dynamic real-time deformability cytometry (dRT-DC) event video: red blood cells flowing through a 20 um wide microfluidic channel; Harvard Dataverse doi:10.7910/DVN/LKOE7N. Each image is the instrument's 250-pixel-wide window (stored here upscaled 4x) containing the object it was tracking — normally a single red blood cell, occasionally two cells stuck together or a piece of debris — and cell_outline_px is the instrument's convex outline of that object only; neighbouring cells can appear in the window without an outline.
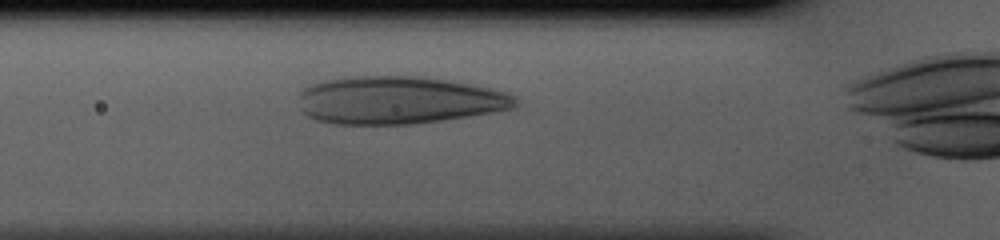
{"species": "human", "species_latin": "Homo sapiens", "temperature_condition": "cold", "stored_images_in_passage": 31, "camera_frame_rate_fps": 3000, "um_per_image_px": 0.085, "donor": {"sex": "male"}, "frame": {"image": 1, "passage_image": 9, "time_ms": 2.667, "image_size_px": [1000, 240], "cell_outline_px": [[516, 104], [512, 108], [492, 112], [468, 116], [440, 120], [408, 124], [336, 124], [316, 120], [308, 116], [304, 112], [300, 96], [300, 92], [304, 88], [312, 84], [324, 80], [344, 76], [412, 76], [444, 80], [468, 84], [488, 88], [504, 92], [516, 96]], "centroid_in_image_um": [33.84, 8.51], "position_along_channel_um": 92.0, "area_um2": 59.53}}
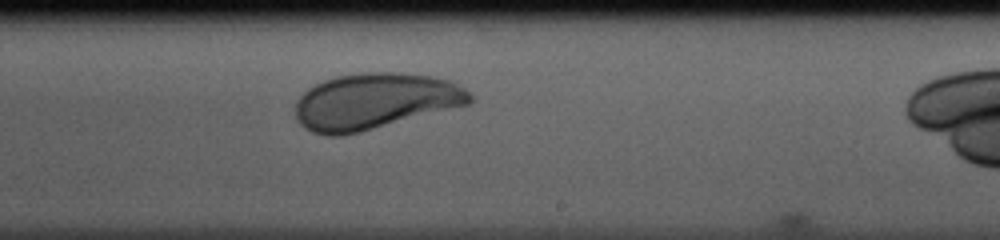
{"frame": {"image": 2, "passage_image": 21, "time_ms": 6.667, "image_size_px": [1000, 240], "cell_outline_px": [[472, 100], [468, 104], [360, 132], [344, 136], [328, 136], [312, 132], [304, 128], [296, 120], [296, 100], [308, 88], [324, 80], [336, 76], [360, 72], [392, 72], [432, 76], [452, 80], [464, 88], [472, 96]], "centroid_in_image_um": [31.83, 8.6], "position_along_channel_um": 257.2, "area_um2": 57.05}}
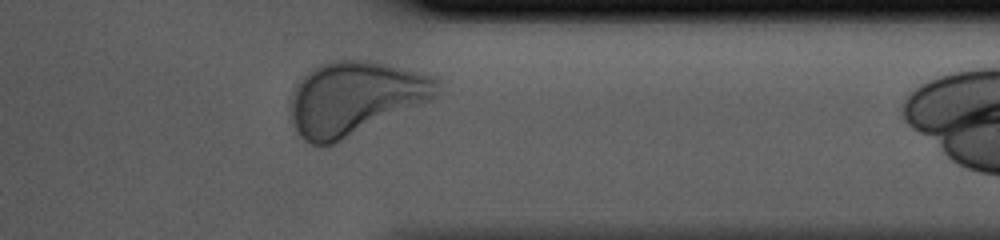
{"frame": {"image": 3, "passage_image": 30, "time_ms": 9.667, "image_size_px": [1000, 240], "cell_outline_px": [[444, 80], [440, 96], [432, 100], [332, 144], [312, 144], [304, 140], [300, 136], [288, 120], [288, 96], [292, 88], [308, 72], [332, 60], [368, 60], [424, 72], [440, 76]], "centroid_in_image_um": [30.21, 8.32], "position_along_channel_um": 381.2, "area_um2": 63.98}}